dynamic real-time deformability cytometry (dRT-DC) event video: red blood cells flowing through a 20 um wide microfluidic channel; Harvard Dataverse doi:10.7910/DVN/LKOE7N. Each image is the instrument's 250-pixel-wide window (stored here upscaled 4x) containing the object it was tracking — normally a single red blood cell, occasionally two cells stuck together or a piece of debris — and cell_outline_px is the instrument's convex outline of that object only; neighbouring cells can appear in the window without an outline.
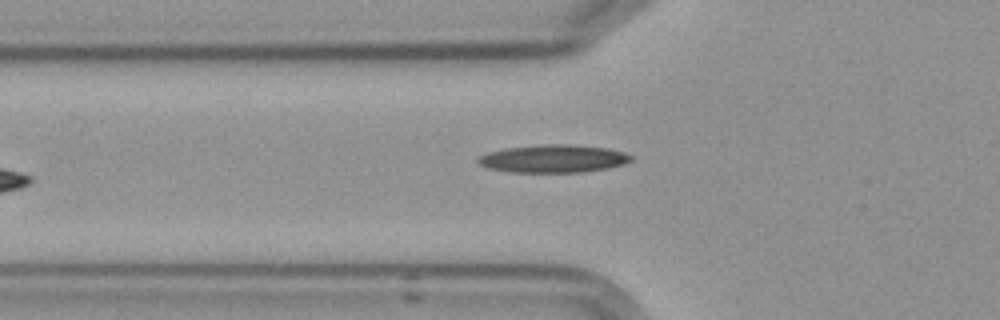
{"species": "Egyptian fruit bat (a non-hibernating species)", "species_latin": "Rousettus aegyptiacus", "temperature_condition": "cold", "stored_images_in_passage": 7, "camera_frame_rate_fps": 3000, "um_per_image_px": 0.085, "frame": {"image": 1, "passage_image": 7, "time_ms": 8.0, "image_size_px": [1000, 320], "cell_outline_px": [[632, 160], [624, 164], [608, 168], [580, 172], [512, 172], [488, 168], [480, 164], [476, 160], [480, 156], [488, 152], [504, 148], [544, 144], [568, 144], [608, 148], [624, 152], [632, 156]], "centroid_in_image_um": [47.04, 13.48], "position_along_channel_um": 78.8, "area_um2": 24.8}}